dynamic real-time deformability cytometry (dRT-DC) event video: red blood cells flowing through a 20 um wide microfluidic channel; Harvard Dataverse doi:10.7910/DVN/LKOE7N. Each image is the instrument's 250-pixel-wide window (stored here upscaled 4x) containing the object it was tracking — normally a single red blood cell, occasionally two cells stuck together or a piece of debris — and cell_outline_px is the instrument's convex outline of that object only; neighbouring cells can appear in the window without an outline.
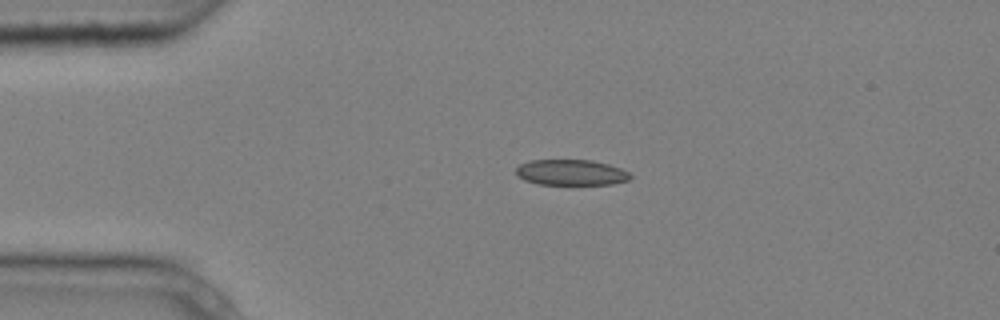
{"species": "common noctule bat (a hibernating species)", "species_latin": "Nyctalus noctula", "temperature_condition": "cold", "stored_images_in_passage": 3, "camera_frame_rate_fps": 3000, "um_per_image_px": 0.085, "animal": {"sex": "male", "body_mass_g": 20.4}, "frame": {"image": 1, "passage_image": 2, "time_ms": 0.333, "image_size_px": [1000, 320], "cell_outline_px": [[632, 176], [628, 180], [612, 184], [536, 184], [524, 180], [516, 176], [516, 168], [520, 164], [528, 160], [592, 160], [608, 164], [620, 168], [628, 172]], "centroid_in_image_um": [48.5, 14.65], "position_along_channel_um": 36.5, "area_um2": 17.17}}